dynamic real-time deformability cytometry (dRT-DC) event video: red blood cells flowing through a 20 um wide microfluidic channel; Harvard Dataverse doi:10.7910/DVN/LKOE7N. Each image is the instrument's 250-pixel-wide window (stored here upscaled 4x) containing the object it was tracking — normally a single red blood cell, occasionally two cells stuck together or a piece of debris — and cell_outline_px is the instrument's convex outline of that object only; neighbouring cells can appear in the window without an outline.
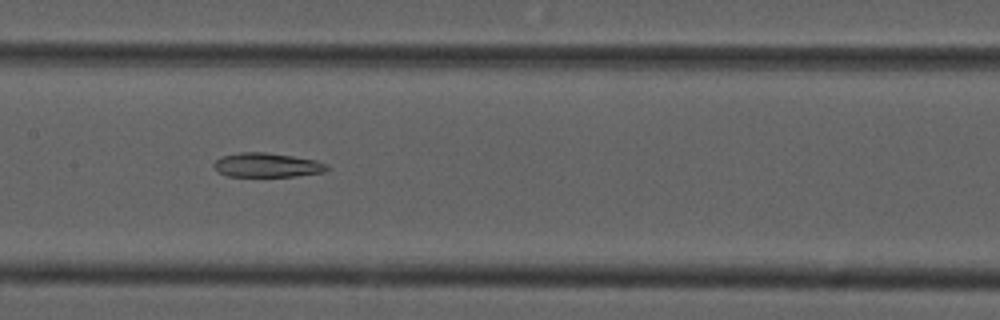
{"species": "common noctule bat (a hibernating species)", "species_latin": "Nyctalus noctula", "temperature_condition": "cold", "stored_images_in_passage": 39, "camera_frame_rate_fps": 3000, "um_per_image_px": 0.085, "animal": {"sex": "male", "forearm_length_mm": 52.5}, "frame": {"image": 1, "passage_image": 12, "time_ms": 3.667, "image_size_px": [1000, 320], "cell_outline_px": [[328, 168], [324, 172], [296, 176], [228, 176], [220, 172], [212, 164], [216, 160], [224, 156], [240, 152], [264, 152], [292, 156], [316, 160], [328, 164]], "centroid_in_image_um": [22.73, 14.03], "position_along_channel_um": 184.7, "area_um2": 15.78}, "authors_computed_cell_mechanics": {"area_um2": 18.1492, "velocity_mm_per_s": 3.7811, "shape_relaxation_time_tau1_ms": null, "shape_relaxation_time_tau2_ms": 6.2762, "deformation_change_tau1": null, "deformation_change_tau2": 0.1755}}